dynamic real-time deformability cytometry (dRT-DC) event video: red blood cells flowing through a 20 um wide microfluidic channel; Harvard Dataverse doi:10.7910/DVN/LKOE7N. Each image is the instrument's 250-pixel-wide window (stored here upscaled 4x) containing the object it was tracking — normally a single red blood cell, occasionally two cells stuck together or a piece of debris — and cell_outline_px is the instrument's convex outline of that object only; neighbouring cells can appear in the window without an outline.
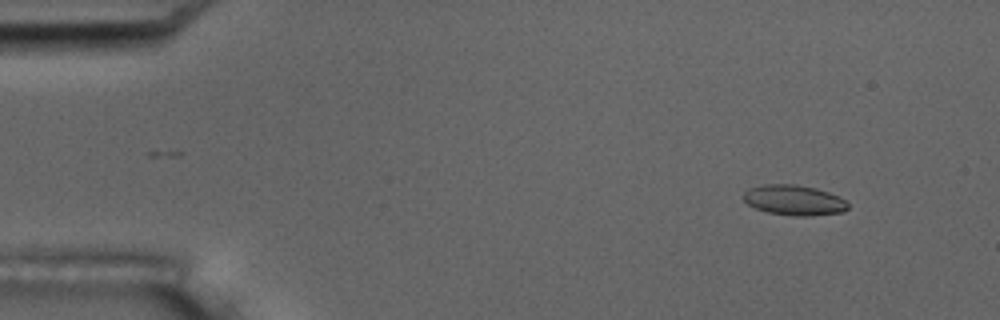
{"species": "common noctule bat (a hibernating species)", "species_latin": "Nyctalus noctula", "temperature_condition": "room temperature", "stored_images_in_passage": 13, "camera_frame_rate_fps": 3000, "um_per_image_px": 0.085, "animal": {"sex": "male", "body_mass_g": 17.5, "forearm_length_mm": 52.3}, "frame": {"image": 1, "passage_image": 4, "time_ms": 1.0, "image_size_px": [1000, 320], "cell_outline_px": [[848, 208], [844, 212], [812, 216], [796, 216], [768, 212], [756, 208], [748, 204], [744, 200], [744, 192], [748, 188], [764, 184], [796, 184], [816, 188], [828, 192], [844, 200], [848, 204]], "centroid_in_image_um": [67.49, 17.01], "position_along_channel_um": 17.5, "area_um2": 18.38}}